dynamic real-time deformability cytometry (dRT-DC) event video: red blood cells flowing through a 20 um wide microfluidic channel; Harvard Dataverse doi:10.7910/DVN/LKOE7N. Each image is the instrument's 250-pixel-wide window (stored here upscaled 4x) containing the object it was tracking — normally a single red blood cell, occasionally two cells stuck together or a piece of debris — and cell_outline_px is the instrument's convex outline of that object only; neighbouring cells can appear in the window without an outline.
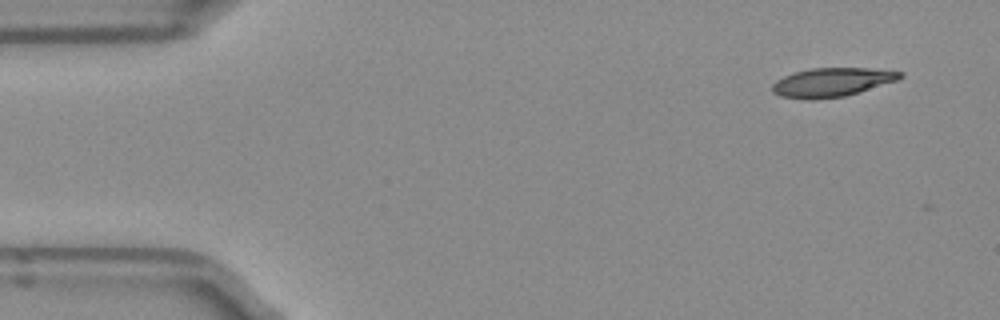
{"species": "Egyptian fruit bat (a non-hibernating species)", "species_latin": "Rousettus aegyptiacus", "temperature_condition": "room temperature", "stored_images_in_passage": 11, "camera_frame_rate_fps": 3000, "um_per_image_px": 0.085, "frame": {"image": 1, "passage_image": 1, "time_ms": 0.0, "image_size_px": [1000, 320], "cell_outline_px": [[904, 76], [896, 80], [844, 96], [812, 100], [780, 96], [772, 92], [772, 84], [776, 80], [784, 76], [796, 72], [812, 68], [868, 68], [904, 72]], "centroid_in_image_um": [70.68, 6.99], "position_along_channel_um": 14.3, "area_um2": 21.21}}
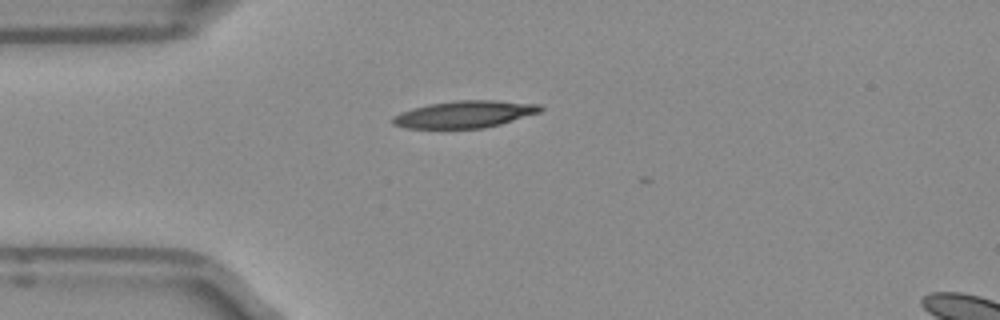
{"frame": {"image": 2, "passage_image": 10, "time_ms": 3.0, "image_size_px": [1000, 320], "cell_outline_px": [[544, 108], [540, 112], [500, 124], [484, 128], [408, 128], [392, 124], [392, 116], [400, 112], [428, 104], [456, 100], [496, 100], [540, 104]], "centroid_in_image_um": [39.5, 9.7], "position_along_channel_um": 45.5, "area_um2": 23.24}}